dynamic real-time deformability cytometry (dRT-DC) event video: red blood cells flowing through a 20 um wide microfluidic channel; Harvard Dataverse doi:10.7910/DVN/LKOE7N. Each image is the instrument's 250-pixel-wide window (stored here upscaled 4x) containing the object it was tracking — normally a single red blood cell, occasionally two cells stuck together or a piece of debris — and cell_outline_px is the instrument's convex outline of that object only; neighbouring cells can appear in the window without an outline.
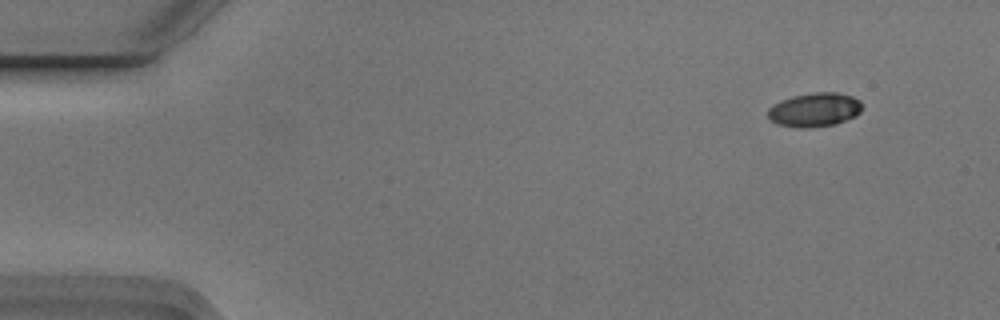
{"species": "Egyptian fruit bat (a non-hibernating species)", "species_latin": "Rousettus aegyptiacus", "temperature_condition": "cold", "stored_images_in_passage": 3, "camera_frame_rate_fps": 3000, "um_per_image_px": 0.085, "animal": {"sex": "male"}, "frame": {"image": 1, "passage_image": 1, "time_ms": 0.0, "image_size_px": [1000, 320], "cell_outline_px": [[860, 112], [856, 116], [836, 124], [800, 128], [776, 124], [768, 116], [768, 108], [772, 104], [780, 100], [792, 96], [816, 92], [836, 92], [852, 96], [860, 100]], "centroid_in_image_um": [69.22, 9.32], "position_along_channel_um": 15.8, "area_um2": 18.61}}
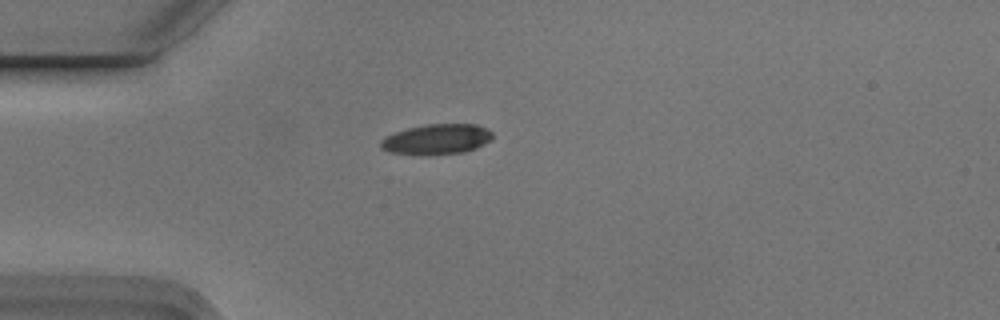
{"frame": {"image": 2, "passage_image": 3, "time_ms": 0.667, "image_size_px": [1000, 320], "cell_outline_px": [[492, 136], [484, 144], [476, 148], [464, 152], [392, 152], [380, 148], [380, 140], [384, 136], [408, 128], [428, 124], [476, 124], [488, 128], [492, 132]], "centroid_in_image_um": [37.15, 11.78], "position_along_channel_um": 47.9, "area_um2": 18.84}}